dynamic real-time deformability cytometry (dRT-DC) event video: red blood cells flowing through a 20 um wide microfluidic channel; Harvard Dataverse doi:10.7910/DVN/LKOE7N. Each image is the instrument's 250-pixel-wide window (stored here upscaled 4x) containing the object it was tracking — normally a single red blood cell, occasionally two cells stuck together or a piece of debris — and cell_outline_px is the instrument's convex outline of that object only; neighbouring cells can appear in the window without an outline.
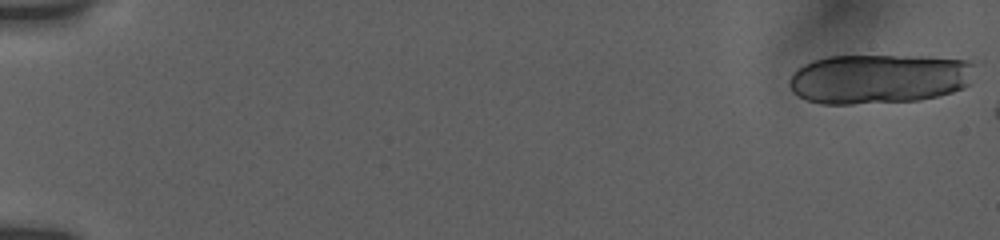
{"species": "human", "species_latin": "Homo sapiens", "temperature_condition": "room temperature", "stored_images_in_passage": 6, "camera_frame_rate_fps": 3000, "um_per_image_px": 0.085, "donor": {"sex": "female"}, "frame": {"image": 1, "passage_image": 1, "time_ms": 0.0, "image_size_px": [1000, 240], "cell_outline_px": [[972, 64], [968, 84], [964, 88], [940, 96], [920, 100], [852, 104], [820, 104], [808, 100], [792, 92], [788, 84], [788, 80], [792, 72], [796, 68], [812, 60], [828, 56], [924, 56], [968, 60]], "centroid_in_image_um": [74.65, 6.7], "position_along_channel_um": 10.4, "area_um2": 53.99}}